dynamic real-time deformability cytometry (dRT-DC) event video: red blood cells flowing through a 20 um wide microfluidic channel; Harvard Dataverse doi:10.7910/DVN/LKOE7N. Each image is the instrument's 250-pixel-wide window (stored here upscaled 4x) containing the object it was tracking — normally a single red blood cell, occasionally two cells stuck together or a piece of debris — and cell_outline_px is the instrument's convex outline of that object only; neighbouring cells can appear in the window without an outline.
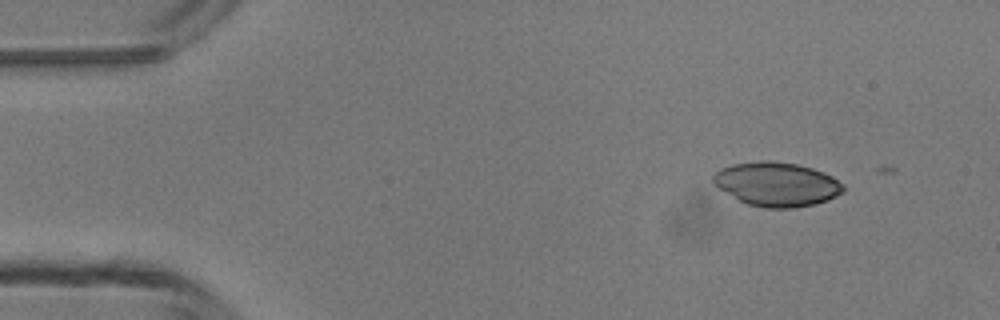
{"species": "common noctule bat (a hibernating species)", "species_latin": "Nyctalus noctula", "temperature_condition": "room temperature", "stored_images_in_passage": 2, "camera_frame_rate_fps": 3000, "um_per_image_px": 0.085, "animal": {"sex": "male", "body_mass_g": 13.3}, "frame": {"image": 1, "passage_image": 1, "time_ms": 0.0, "image_size_px": [1000, 320], "cell_outline_px": [[844, 192], [828, 200], [812, 204], [792, 208], [764, 208], [748, 204], [740, 200], [712, 184], [712, 176], [720, 168], [732, 164], [764, 160], [768, 160], [796, 164], [812, 168], [824, 172], [832, 176], [844, 184]], "centroid_in_image_um": [66.02, 15.65], "position_along_channel_um": 19.0, "area_um2": 33.41}}